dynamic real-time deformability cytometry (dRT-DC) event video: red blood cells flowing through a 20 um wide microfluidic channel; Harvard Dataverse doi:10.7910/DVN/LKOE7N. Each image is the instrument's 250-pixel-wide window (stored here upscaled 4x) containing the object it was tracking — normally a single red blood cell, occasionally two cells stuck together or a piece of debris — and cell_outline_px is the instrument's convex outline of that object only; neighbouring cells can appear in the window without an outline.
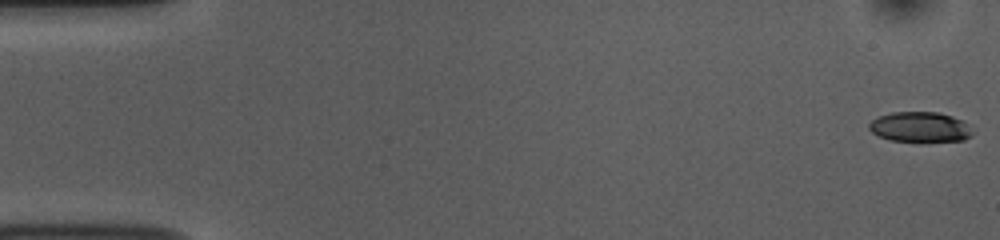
{"species": "common noctule bat (a hibernating species)", "species_latin": "Nyctalus noctula", "temperature_condition": "room temperature", "stored_images_in_passage": 54, "camera_frame_rate_fps": 3000, "um_per_image_px": 0.085, "animal": {"sex": "female", "body_mass_g": 10.0, "forearm_length_mm": 53.1}, "frame": {"image": 1, "passage_image": 1, "time_ms": 0.0, "image_size_px": [1000, 240], "cell_outline_px": [[972, 136], [964, 140], [888, 140], [872, 132], [868, 128], [868, 124], [872, 120], [880, 116], [892, 112], [936, 112], [952, 116], [964, 120], [972, 124]], "centroid_in_image_um": [78.25, 10.77], "position_along_channel_um": 6.8, "area_um2": 18.03}}
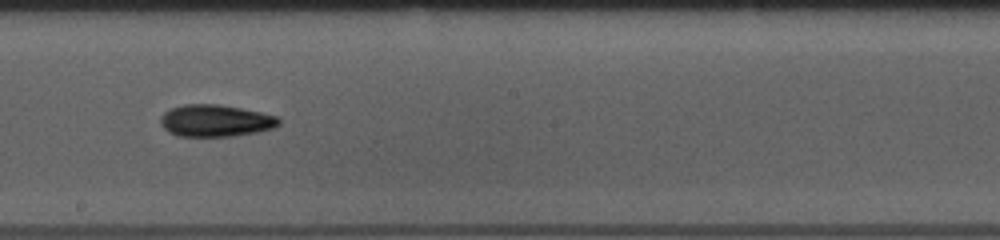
{"frame": {"image": 2, "passage_image": 30, "time_ms": 9.667, "image_size_px": [1000, 240], "cell_outline_px": [[280, 124], [276, 128], [256, 132], [232, 136], [176, 136], [168, 132], [160, 124], [160, 116], [164, 112], [172, 108], [184, 104], [216, 104], [240, 108], [260, 112], [276, 116], [280, 120]], "centroid_in_image_um": [18.3, 10.26], "position_along_channel_um": 229.9, "area_um2": 22.08}}
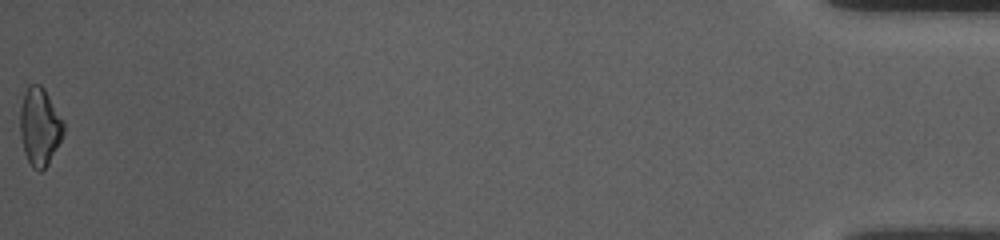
{"frame": {"image": 3, "passage_image": 54, "time_ms": 17.667, "image_size_px": [1000, 240], "cell_outline_px": [[64, 132], [48, 164], [40, 172], [32, 168], [24, 152], [20, 136], [20, 108], [24, 92], [28, 84], [40, 84], [44, 88], [64, 120]], "centroid_in_image_um": [3.36, 10.74], "position_along_channel_um": 431.8, "area_um2": 19.83}, "authors_computed_cell_mechanics": {"area_um2": 20.23, "velocity_mm_per_s": 3.7552, "shape_relaxation_time_tau1_ms": 5.5966, "shape_relaxation_time_tau2_ms": null, "deformation_change_tau1": 0.1321, "deformation_change_tau2": null}}